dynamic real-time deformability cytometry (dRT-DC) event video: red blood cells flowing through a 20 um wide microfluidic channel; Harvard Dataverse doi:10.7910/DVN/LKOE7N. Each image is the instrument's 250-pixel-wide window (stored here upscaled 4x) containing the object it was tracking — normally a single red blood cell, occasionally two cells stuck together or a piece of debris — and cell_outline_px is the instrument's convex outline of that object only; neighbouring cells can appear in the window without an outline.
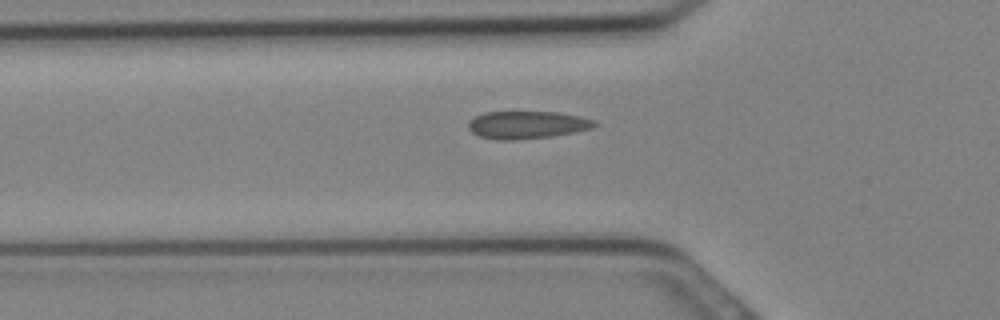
{"species": "Egyptian fruit bat (a non-hibernating species)", "species_latin": "Rousettus aegyptiacus", "temperature_condition": "cold", "stored_images_in_passage": 23, "camera_frame_rate_fps": 3000, "um_per_image_px": 0.085, "animal": {"sex": "female"}, "frame": {"image": 1, "passage_image": 5, "time_ms": 1.333, "image_size_px": [1000, 320], "cell_outline_px": [[600, 124], [592, 128], [576, 132], [552, 136], [516, 140], [496, 140], [480, 136], [472, 132], [468, 128], [468, 124], [476, 116], [484, 112], [560, 112], [580, 116], [596, 120]], "centroid_in_image_um": [44.86, 10.61], "position_along_channel_um": 80.9, "area_um2": 20.46}}
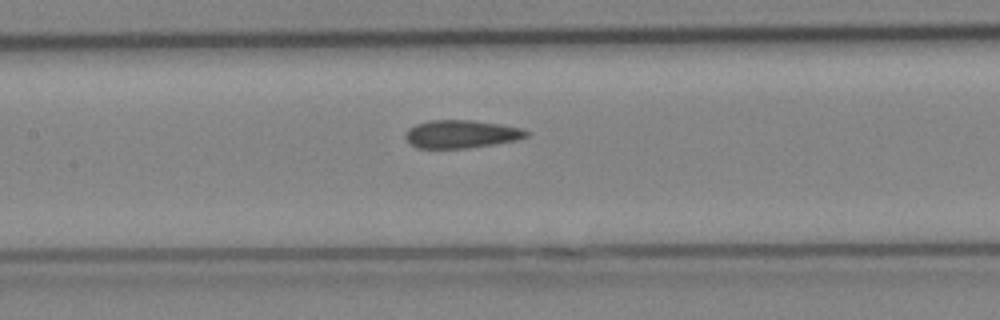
{"frame": {"image": 2, "passage_image": 9, "time_ms": 2.667, "image_size_px": [1000, 320], "cell_outline_px": [[528, 136], [516, 140], [468, 148], [416, 148], [404, 136], [408, 128], [416, 124], [432, 120], [472, 120], [520, 128], [528, 132]], "centroid_in_image_um": [39.16, 11.4], "position_along_channel_um": 168.2, "area_um2": 19.42}}
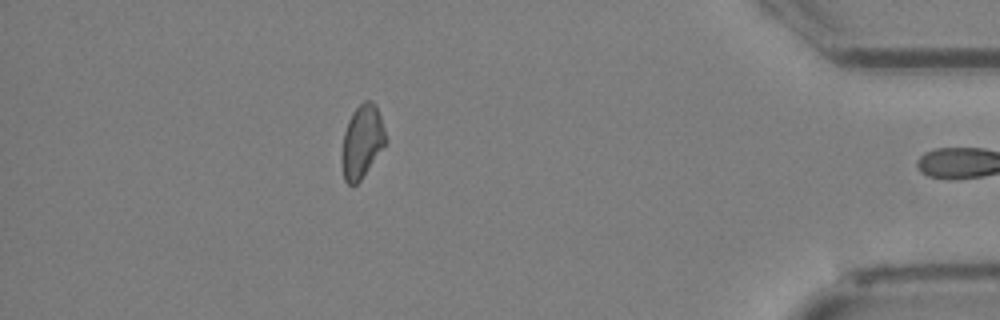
{"frame": {"image": 3, "passage_image": 22, "time_ms": 7.0, "image_size_px": [1000, 320], "cell_outline_px": [[388, 140], [360, 180], [356, 184], [348, 184], [344, 180], [340, 160], [340, 156], [344, 132], [348, 120], [352, 112], [364, 100], [372, 100], [376, 104]], "centroid_in_image_um": [30.75, 12.02], "position_along_channel_um": 404.5, "area_um2": 18.79}}